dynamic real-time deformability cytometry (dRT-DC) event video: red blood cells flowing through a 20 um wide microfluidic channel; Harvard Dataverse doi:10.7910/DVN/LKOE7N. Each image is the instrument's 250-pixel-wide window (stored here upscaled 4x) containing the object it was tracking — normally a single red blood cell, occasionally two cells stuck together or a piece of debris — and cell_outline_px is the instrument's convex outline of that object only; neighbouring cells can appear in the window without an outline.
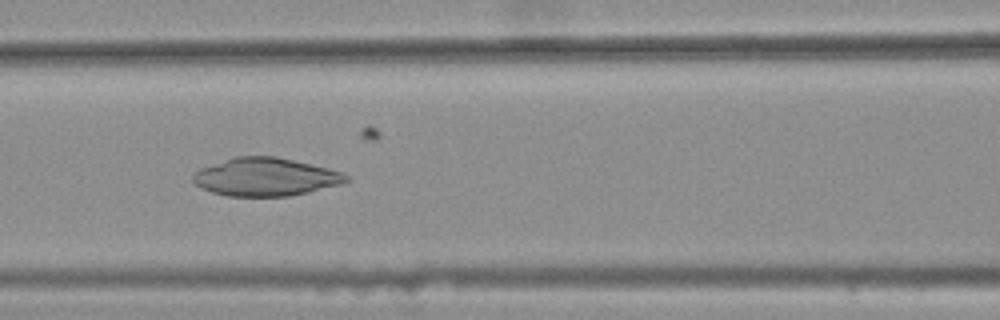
{"species": "common noctule bat (a hibernating species)", "species_latin": "Nyctalus noctula", "temperature_condition": "warm", "stored_images_in_passage": 38, "camera_frame_rate_fps": 3000, "um_per_image_px": 0.085, "animal": {"sex": "female", "body_mass_g": 25.1}, "frame": {"image": 1, "passage_image": 15, "time_ms": 4.667, "image_size_px": [1000, 320], "cell_outline_px": [[352, 180], [340, 184], [308, 192], [288, 196], [228, 196], [212, 192], [200, 188], [192, 180], [192, 176], [200, 168], [236, 156], [276, 156], [328, 168], [344, 172]], "centroid_in_image_um": [22.58, 15.04], "position_along_channel_um": 144.0, "area_um2": 33.93}}
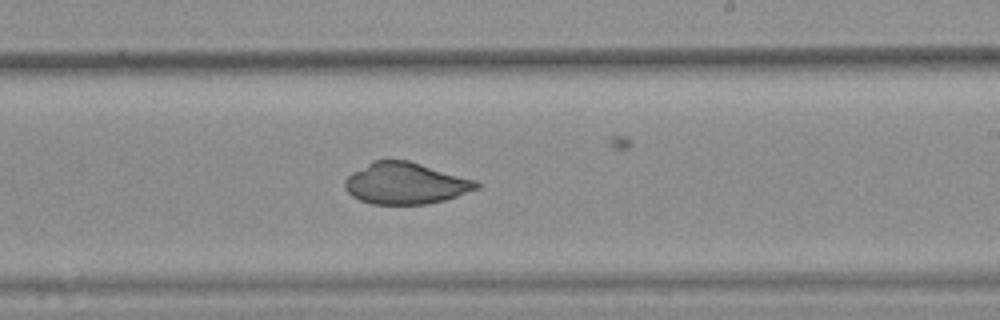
{"frame": {"image": 2, "passage_image": 24, "time_ms": 7.667, "image_size_px": [1000, 320], "cell_outline_px": [[480, 188], [444, 200], [428, 204], [372, 204], [360, 200], [352, 196], [344, 188], [344, 180], [352, 172], [372, 160], [408, 160], [476, 180], [480, 184]], "centroid_in_image_um": [34.45, 15.58], "position_along_channel_um": 254.5, "area_um2": 31.85}}
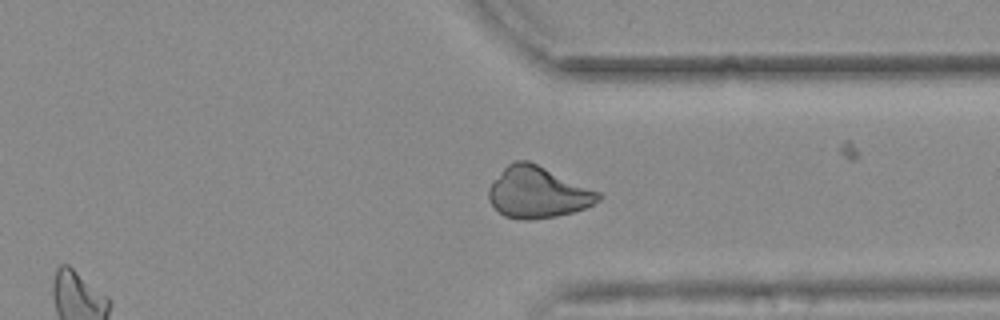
{"frame": {"image": 3, "passage_image": 33, "time_ms": 10.667, "image_size_px": [1000, 320], "cell_outline_px": [[604, 196], [600, 200], [584, 208], [572, 212], [556, 216], [528, 220], [520, 220], [504, 216], [488, 200], [488, 188], [492, 180], [508, 164], [516, 160], [528, 160], [600, 192]], "centroid_in_image_um": [45.69, 16.35], "position_along_channel_um": 365.7, "area_um2": 32.71}}